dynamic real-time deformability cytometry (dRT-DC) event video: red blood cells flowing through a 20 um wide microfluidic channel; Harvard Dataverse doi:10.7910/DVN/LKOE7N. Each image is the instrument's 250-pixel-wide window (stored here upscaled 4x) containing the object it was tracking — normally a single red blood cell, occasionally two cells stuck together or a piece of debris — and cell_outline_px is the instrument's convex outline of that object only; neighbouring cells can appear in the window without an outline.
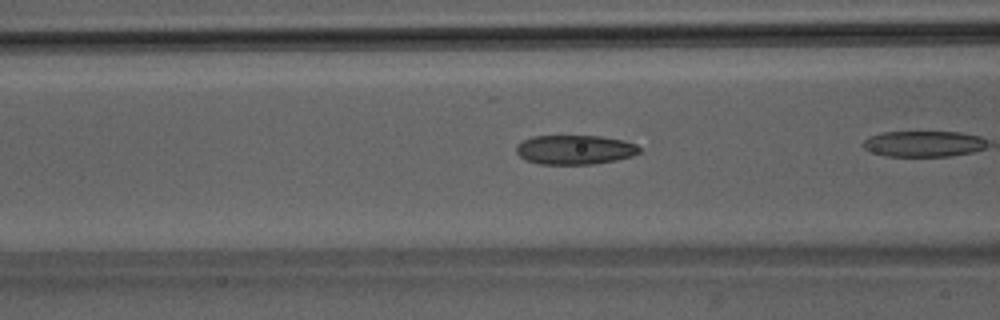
{"species": "Egyptian fruit bat (a non-hibernating species)", "species_latin": "Rousettus aegyptiacus", "temperature_condition": "room temperature", "stored_images_in_passage": 27, "camera_frame_rate_fps": 3000, "um_per_image_px": 0.085, "animal": {"sex": "male"}, "frame": {"image": 1, "passage_image": 19, "time_ms": 6.0, "image_size_px": [1000, 320], "cell_outline_px": [[640, 152], [632, 156], [616, 160], [592, 164], [540, 164], [524, 160], [516, 152], [516, 148], [524, 140], [532, 136], [600, 136], [624, 140], [636, 144], [640, 148]], "centroid_in_image_um": [48.88, 12.73], "position_along_channel_um": 117.7, "area_um2": 21.04}}